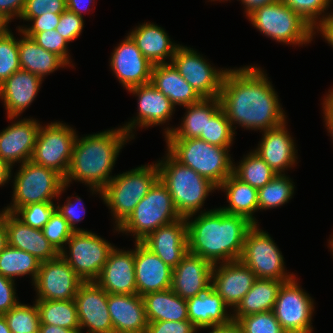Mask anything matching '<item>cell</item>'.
<instances>
[{"instance_id":"cell-1","label":"cell","mask_w":333,"mask_h":333,"mask_svg":"<svg viewBox=\"0 0 333 333\" xmlns=\"http://www.w3.org/2000/svg\"><path fill=\"white\" fill-rule=\"evenodd\" d=\"M277 97L268 78L254 66L227 69L219 96L231 125L263 131L285 122Z\"/></svg>"},{"instance_id":"cell-2","label":"cell","mask_w":333,"mask_h":333,"mask_svg":"<svg viewBox=\"0 0 333 333\" xmlns=\"http://www.w3.org/2000/svg\"><path fill=\"white\" fill-rule=\"evenodd\" d=\"M187 220L188 252L213 265L239 260L248 230L254 225L247 218L231 215L220 208Z\"/></svg>"},{"instance_id":"cell-3","label":"cell","mask_w":333,"mask_h":333,"mask_svg":"<svg viewBox=\"0 0 333 333\" xmlns=\"http://www.w3.org/2000/svg\"><path fill=\"white\" fill-rule=\"evenodd\" d=\"M131 138L123 129L108 130L75 140L73 153L64 183L78 180L94 191L101 190L113 178L109 176L124 142Z\"/></svg>"},{"instance_id":"cell-4","label":"cell","mask_w":333,"mask_h":333,"mask_svg":"<svg viewBox=\"0 0 333 333\" xmlns=\"http://www.w3.org/2000/svg\"><path fill=\"white\" fill-rule=\"evenodd\" d=\"M159 180L168 188L181 217L189 220L202 207L208 193L218 187L209 179L177 161L169 152L157 164Z\"/></svg>"},{"instance_id":"cell-5","label":"cell","mask_w":333,"mask_h":333,"mask_svg":"<svg viewBox=\"0 0 333 333\" xmlns=\"http://www.w3.org/2000/svg\"><path fill=\"white\" fill-rule=\"evenodd\" d=\"M168 152L181 164L219 187L232 173L228 148L212 145L200 138L166 139Z\"/></svg>"},{"instance_id":"cell-6","label":"cell","mask_w":333,"mask_h":333,"mask_svg":"<svg viewBox=\"0 0 333 333\" xmlns=\"http://www.w3.org/2000/svg\"><path fill=\"white\" fill-rule=\"evenodd\" d=\"M158 180L157 163L144 165L114 176L101 190V197L116 218L117 228L129 217Z\"/></svg>"},{"instance_id":"cell-7","label":"cell","mask_w":333,"mask_h":333,"mask_svg":"<svg viewBox=\"0 0 333 333\" xmlns=\"http://www.w3.org/2000/svg\"><path fill=\"white\" fill-rule=\"evenodd\" d=\"M182 218L174 206L168 188L158 180L136 205L129 217L115 230L132 232L136 242L155 229Z\"/></svg>"},{"instance_id":"cell-8","label":"cell","mask_w":333,"mask_h":333,"mask_svg":"<svg viewBox=\"0 0 333 333\" xmlns=\"http://www.w3.org/2000/svg\"><path fill=\"white\" fill-rule=\"evenodd\" d=\"M247 16L263 34L286 44L308 43L315 33L314 28L282 0L258 7Z\"/></svg>"},{"instance_id":"cell-9","label":"cell","mask_w":333,"mask_h":333,"mask_svg":"<svg viewBox=\"0 0 333 333\" xmlns=\"http://www.w3.org/2000/svg\"><path fill=\"white\" fill-rule=\"evenodd\" d=\"M14 179L13 205L5 211L14 213L32 203L52 202L67 186L64 177L54 169L26 161Z\"/></svg>"},{"instance_id":"cell-10","label":"cell","mask_w":333,"mask_h":333,"mask_svg":"<svg viewBox=\"0 0 333 333\" xmlns=\"http://www.w3.org/2000/svg\"><path fill=\"white\" fill-rule=\"evenodd\" d=\"M70 257L65 250L60 255L83 282L95 281L114 248L107 241L89 231H75L67 242Z\"/></svg>"},{"instance_id":"cell-11","label":"cell","mask_w":333,"mask_h":333,"mask_svg":"<svg viewBox=\"0 0 333 333\" xmlns=\"http://www.w3.org/2000/svg\"><path fill=\"white\" fill-rule=\"evenodd\" d=\"M257 278L291 280L293 275L284 272V261L272 238L254 224L247 232L239 259Z\"/></svg>"},{"instance_id":"cell-12","label":"cell","mask_w":333,"mask_h":333,"mask_svg":"<svg viewBox=\"0 0 333 333\" xmlns=\"http://www.w3.org/2000/svg\"><path fill=\"white\" fill-rule=\"evenodd\" d=\"M76 138L75 131L63 123H51L45 128L40 125L31 161L65 177Z\"/></svg>"},{"instance_id":"cell-13","label":"cell","mask_w":333,"mask_h":333,"mask_svg":"<svg viewBox=\"0 0 333 333\" xmlns=\"http://www.w3.org/2000/svg\"><path fill=\"white\" fill-rule=\"evenodd\" d=\"M296 282L293 278L282 284L273 312L286 333H312L313 301Z\"/></svg>"},{"instance_id":"cell-14","label":"cell","mask_w":333,"mask_h":333,"mask_svg":"<svg viewBox=\"0 0 333 333\" xmlns=\"http://www.w3.org/2000/svg\"><path fill=\"white\" fill-rule=\"evenodd\" d=\"M201 98L220 96L227 70H216L195 50L178 46L171 62Z\"/></svg>"},{"instance_id":"cell-15","label":"cell","mask_w":333,"mask_h":333,"mask_svg":"<svg viewBox=\"0 0 333 333\" xmlns=\"http://www.w3.org/2000/svg\"><path fill=\"white\" fill-rule=\"evenodd\" d=\"M82 279L61 255L42 262L35 281L37 300H74Z\"/></svg>"},{"instance_id":"cell-16","label":"cell","mask_w":333,"mask_h":333,"mask_svg":"<svg viewBox=\"0 0 333 333\" xmlns=\"http://www.w3.org/2000/svg\"><path fill=\"white\" fill-rule=\"evenodd\" d=\"M81 329L88 327V333H113L108 310V293L95 281L83 282L75 296Z\"/></svg>"},{"instance_id":"cell-17","label":"cell","mask_w":333,"mask_h":333,"mask_svg":"<svg viewBox=\"0 0 333 333\" xmlns=\"http://www.w3.org/2000/svg\"><path fill=\"white\" fill-rule=\"evenodd\" d=\"M111 69L127 90L151 83L153 65L128 35L111 56Z\"/></svg>"},{"instance_id":"cell-18","label":"cell","mask_w":333,"mask_h":333,"mask_svg":"<svg viewBox=\"0 0 333 333\" xmlns=\"http://www.w3.org/2000/svg\"><path fill=\"white\" fill-rule=\"evenodd\" d=\"M219 267V268H218ZM211 288L224 300V303L234 309L241 299L250 291L257 277L255 273L240 260L213 265Z\"/></svg>"},{"instance_id":"cell-19","label":"cell","mask_w":333,"mask_h":333,"mask_svg":"<svg viewBox=\"0 0 333 333\" xmlns=\"http://www.w3.org/2000/svg\"><path fill=\"white\" fill-rule=\"evenodd\" d=\"M140 242L174 269L188 253L187 220L182 217L161 226Z\"/></svg>"},{"instance_id":"cell-20","label":"cell","mask_w":333,"mask_h":333,"mask_svg":"<svg viewBox=\"0 0 333 333\" xmlns=\"http://www.w3.org/2000/svg\"><path fill=\"white\" fill-rule=\"evenodd\" d=\"M135 244L136 294L142 297L148 293L170 289L173 269L141 242L135 241Z\"/></svg>"},{"instance_id":"cell-21","label":"cell","mask_w":333,"mask_h":333,"mask_svg":"<svg viewBox=\"0 0 333 333\" xmlns=\"http://www.w3.org/2000/svg\"><path fill=\"white\" fill-rule=\"evenodd\" d=\"M213 264L188 252L173 269L171 289L182 299L206 292L211 287Z\"/></svg>"},{"instance_id":"cell-22","label":"cell","mask_w":333,"mask_h":333,"mask_svg":"<svg viewBox=\"0 0 333 333\" xmlns=\"http://www.w3.org/2000/svg\"><path fill=\"white\" fill-rule=\"evenodd\" d=\"M0 217L6 224L8 246L30 253L41 263L60 255L42 230L24 224L15 214L5 210L0 213Z\"/></svg>"},{"instance_id":"cell-23","label":"cell","mask_w":333,"mask_h":333,"mask_svg":"<svg viewBox=\"0 0 333 333\" xmlns=\"http://www.w3.org/2000/svg\"><path fill=\"white\" fill-rule=\"evenodd\" d=\"M95 282L108 294H136L134 250L113 248Z\"/></svg>"},{"instance_id":"cell-24","label":"cell","mask_w":333,"mask_h":333,"mask_svg":"<svg viewBox=\"0 0 333 333\" xmlns=\"http://www.w3.org/2000/svg\"><path fill=\"white\" fill-rule=\"evenodd\" d=\"M40 124L33 119H23L0 133V158L12 168L17 161H30Z\"/></svg>"},{"instance_id":"cell-25","label":"cell","mask_w":333,"mask_h":333,"mask_svg":"<svg viewBox=\"0 0 333 333\" xmlns=\"http://www.w3.org/2000/svg\"><path fill=\"white\" fill-rule=\"evenodd\" d=\"M113 333H146L148 320L143 298L138 294H108Z\"/></svg>"},{"instance_id":"cell-26","label":"cell","mask_w":333,"mask_h":333,"mask_svg":"<svg viewBox=\"0 0 333 333\" xmlns=\"http://www.w3.org/2000/svg\"><path fill=\"white\" fill-rule=\"evenodd\" d=\"M133 94L138 96V111L139 115L132 122L122 128L130 134L135 125L152 126L165 123L171 118L174 105L172 102L158 91L152 83L135 86L128 89Z\"/></svg>"},{"instance_id":"cell-27","label":"cell","mask_w":333,"mask_h":333,"mask_svg":"<svg viewBox=\"0 0 333 333\" xmlns=\"http://www.w3.org/2000/svg\"><path fill=\"white\" fill-rule=\"evenodd\" d=\"M41 82L39 76L21 69L0 85V98L4 100L9 119L20 115L31 104Z\"/></svg>"},{"instance_id":"cell-28","label":"cell","mask_w":333,"mask_h":333,"mask_svg":"<svg viewBox=\"0 0 333 333\" xmlns=\"http://www.w3.org/2000/svg\"><path fill=\"white\" fill-rule=\"evenodd\" d=\"M285 122L264 132L260 147L254 151L278 175L295 163V146Z\"/></svg>"},{"instance_id":"cell-29","label":"cell","mask_w":333,"mask_h":333,"mask_svg":"<svg viewBox=\"0 0 333 333\" xmlns=\"http://www.w3.org/2000/svg\"><path fill=\"white\" fill-rule=\"evenodd\" d=\"M151 83L174 106L185 107L202 99L171 62L153 65Z\"/></svg>"},{"instance_id":"cell-30","label":"cell","mask_w":333,"mask_h":333,"mask_svg":"<svg viewBox=\"0 0 333 333\" xmlns=\"http://www.w3.org/2000/svg\"><path fill=\"white\" fill-rule=\"evenodd\" d=\"M186 302L189 321L197 329L224 325L233 320L232 315L226 313L228 306L211 287L206 292L187 299Z\"/></svg>"},{"instance_id":"cell-31","label":"cell","mask_w":333,"mask_h":333,"mask_svg":"<svg viewBox=\"0 0 333 333\" xmlns=\"http://www.w3.org/2000/svg\"><path fill=\"white\" fill-rule=\"evenodd\" d=\"M142 54L151 62L152 65L165 64L166 57L170 61L174 57L179 45L173 44L167 33L155 24L144 23L129 33Z\"/></svg>"},{"instance_id":"cell-32","label":"cell","mask_w":333,"mask_h":333,"mask_svg":"<svg viewBox=\"0 0 333 333\" xmlns=\"http://www.w3.org/2000/svg\"><path fill=\"white\" fill-rule=\"evenodd\" d=\"M142 298L148 323L189 320L186 299H182L171 288L148 293Z\"/></svg>"},{"instance_id":"cell-33","label":"cell","mask_w":333,"mask_h":333,"mask_svg":"<svg viewBox=\"0 0 333 333\" xmlns=\"http://www.w3.org/2000/svg\"><path fill=\"white\" fill-rule=\"evenodd\" d=\"M188 108L180 128L165 131L166 139L200 138L205 134L207 120L221 107L219 97L202 98L199 102L185 106Z\"/></svg>"},{"instance_id":"cell-34","label":"cell","mask_w":333,"mask_h":333,"mask_svg":"<svg viewBox=\"0 0 333 333\" xmlns=\"http://www.w3.org/2000/svg\"><path fill=\"white\" fill-rule=\"evenodd\" d=\"M286 281L289 280L257 278L250 291L234 309L236 312L232 314L233 320L238 321L249 314L273 311L279 289Z\"/></svg>"},{"instance_id":"cell-35","label":"cell","mask_w":333,"mask_h":333,"mask_svg":"<svg viewBox=\"0 0 333 333\" xmlns=\"http://www.w3.org/2000/svg\"><path fill=\"white\" fill-rule=\"evenodd\" d=\"M18 30L24 35V38L18 41L19 62L22 70L43 79L45 75L67 65L59 56L43 49L21 29Z\"/></svg>"},{"instance_id":"cell-36","label":"cell","mask_w":333,"mask_h":333,"mask_svg":"<svg viewBox=\"0 0 333 333\" xmlns=\"http://www.w3.org/2000/svg\"><path fill=\"white\" fill-rule=\"evenodd\" d=\"M226 191L228 207L220 208L231 215H240L257 224L253 212L258 210V189L242 182L233 173L218 187Z\"/></svg>"},{"instance_id":"cell-37","label":"cell","mask_w":333,"mask_h":333,"mask_svg":"<svg viewBox=\"0 0 333 333\" xmlns=\"http://www.w3.org/2000/svg\"><path fill=\"white\" fill-rule=\"evenodd\" d=\"M41 324L80 331L75 300H36Z\"/></svg>"},{"instance_id":"cell-38","label":"cell","mask_w":333,"mask_h":333,"mask_svg":"<svg viewBox=\"0 0 333 333\" xmlns=\"http://www.w3.org/2000/svg\"><path fill=\"white\" fill-rule=\"evenodd\" d=\"M41 262L30 253L6 246L0 253V274L14 280L15 276L32 274L35 281Z\"/></svg>"},{"instance_id":"cell-39","label":"cell","mask_w":333,"mask_h":333,"mask_svg":"<svg viewBox=\"0 0 333 333\" xmlns=\"http://www.w3.org/2000/svg\"><path fill=\"white\" fill-rule=\"evenodd\" d=\"M233 174L256 189L264 187L277 176L274 170L255 152H250L237 168L233 166Z\"/></svg>"},{"instance_id":"cell-40","label":"cell","mask_w":333,"mask_h":333,"mask_svg":"<svg viewBox=\"0 0 333 333\" xmlns=\"http://www.w3.org/2000/svg\"><path fill=\"white\" fill-rule=\"evenodd\" d=\"M293 183L286 175L278 174L264 187L258 189V210L278 207L290 200Z\"/></svg>"},{"instance_id":"cell-41","label":"cell","mask_w":333,"mask_h":333,"mask_svg":"<svg viewBox=\"0 0 333 333\" xmlns=\"http://www.w3.org/2000/svg\"><path fill=\"white\" fill-rule=\"evenodd\" d=\"M3 316L12 333H39L41 321L36 302L34 306L18 302Z\"/></svg>"},{"instance_id":"cell-42","label":"cell","mask_w":333,"mask_h":333,"mask_svg":"<svg viewBox=\"0 0 333 333\" xmlns=\"http://www.w3.org/2000/svg\"><path fill=\"white\" fill-rule=\"evenodd\" d=\"M234 131L231 123L228 121L226 113L220 107L210 118L207 120L205 134H201L200 139L209 144L230 147L234 137Z\"/></svg>"},{"instance_id":"cell-43","label":"cell","mask_w":333,"mask_h":333,"mask_svg":"<svg viewBox=\"0 0 333 333\" xmlns=\"http://www.w3.org/2000/svg\"><path fill=\"white\" fill-rule=\"evenodd\" d=\"M21 70L19 62L18 41L6 29L0 34V85L13 73Z\"/></svg>"},{"instance_id":"cell-44","label":"cell","mask_w":333,"mask_h":333,"mask_svg":"<svg viewBox=\"0 0 333 333\" xmlns=\"http://www.w3.org/2000/svg\"><path fill=\"white\" fill-rule=\"evenodd\" d=\"M244 333H286L273 311L249 314L237 321Z\"/></svg>"},{"instance_id":"cell-45","label":"cell","mask_w":333,"mask_h":333,"mask_svg":"<svg viewBox=\"0 0 333 333\" xmlns=\"http://www.w3.org/2000/svg\"><path fill=\"white\" fill-rule=\"evenodd\" d=\"M55 210L56 206L53 202H40L18 208L13 214L17 215L24 224L42 230ZM19 214L22 218L19 217Z\"/></svg>"},{"instance_id":"cell-46","label":"cell","mask_w":333,"mask_h":333,"mask_svg":"<svg viewBox=\"0 0 333 333\" xmlns=\"http://www.w3.org/2000/svg\"><path fill=\"white\" fill-rule=\"evenodd\" d=\"M44 236L61 253L64 250L63 244L67 243L74 233L64 217L56 210L50 216L49 221L42 228Z\"/></svg>"},{"instance_id":"cell-47","label":"cell","mask_w":333,"mask_h":333,"mask_svg":"<svg viewBox=\"0 0 333 333\" xmlns=\"http://www.w3.org/2000/svg\"><path fill=\"white\" fill-rule=\"evenodd\" d=\"M293 11L299 14L313 28L318 25L317 18L328 8L332 0H282ZM318 15V16H317Z\"/></svg>"},{"instance_id":"cell-48","label":"cell","mask_w":333,"mask_h":333,"mask_svg":"<svg viewBox=\"0 0 333 333\" xmlns=\"http://www.w3.org/2000/svg\"><path fill=\"white\" fill-rule=\"evenodd\" d=\"M31 38L43 49L59 56L67 65L70 63L67 54L69 42L56 29L35 33Z\"/></svg>"},{"instance_id":"cell-49","label":"cell","mask_w":333,"mask_h":333,"mask_svg":"<svg viewBox=\"0 0 333 333\" xmlns=\"http://www.w3.org/2000/svg\"><path fill=\"white\" fill-rule=\"evenodd\" d=\"M67 9L65 0H26L20 19L31 20L43 14H61Z\"/></svg>"},{"instance_id":"cell-50","label":"cell","mask_w":333,"mask_h":333,"mask_svg":"<svg viewBox=\"0 0 333 333\" xmlns=\"http://www.w3.org/2000/svg\"><path fill=\"white\" fill-rule=\"evenodd\" d=\"M83 17L66 9L61 13L59 24L56 31L68 42L80 36L83 29Z\"/></svg>"},{"instance_id":"cell-51","label":"cell","mask_w":333,"mask_h":333,"mask_svg":"<svg viewBox=\"0 0 333 333\" xmlns=\"http://www.w3.org/2000/svg\"><path fill=\"white\" fill-rule=\"evenodd\" d=\"M197 328L189 321H159L148 323L146 333H195Z\"/></svg>"},{"instance_id":"cell-52","label":"cell","mask_w":333,"mask_h":333,"mask_svg":"<svg viewBox=\"0 0 333 333\" xmlns=\"http://www.w3.org/2000/svg\"><path fill=\"white\" fill-rule=\"evenodd\" d=\"M61 14L47 13L38 17H33L30 21H33V25L29 28H21L23 33L28 37H32L35 33L50 31L56 29L59 24Z\"/></svg>"},{"instance_id":"cell-53","label":"cell","mask_w":333,"mask_h":333,"mask_svg":"<svg viewBox=\"0 0 333 333\" xmlns=\"http://www.w3.org/2000/svg\"><path fill=\"white\" fill-rule=\"evenodd\" d=\"M14 285V280L0 274V315L7 313L18 303Z\"/></svg>"},{"instance_id":"cell-54","label":"cell","mask_w":333,"mask_h":333,"mask_svg":"<svg viewBox=\"0 0 333 333\" xmlns=\"http://www.w3.org/2000/svg\"><path fill=\"white\" fill-rule=\"evenodd\" d=\"M67 203L64 204V206H57L56 207V211L59 212L64 219L68 222L69 226L72 228V230L75 231H85L82 229H78L75 224L76 222H79L82 220V217L80 216L81 214H79L80 211H83L85 214V209L82 210L81 208L83 206H81L80 204L76 205L77 202L76 201H81L80 198L76 197V201L75 204H72L70 200H66ZM80 211H78V210Z\"/></svg>"},{"instance_id":"cell-55","label":"cell","mask_w":333,"mask_h":333,"mask_svg":"<svg viewBox=\"0 0 333 333\" xmlns=\"http://www.w3.org/2000/svg\"><path fill=\"white\" fill-rule=\"evenodd\" d=\"M25 2L26 0H0V18L7 24L12 17L20 18Z\"/></svg>"},{"instance_id":"cell-56","label":"cell","mask_w":333,"mask_h":333,"mask_svg":"<svg viewBox=\"0 0 333 333\" xmlns=\"http://www.w3.org/2000/svg\"><path fill=\"white\" fill-rule=\"evenodd\" d=\"M318 25H316L317 30L321 31V34L328 41L330 45L333 47V13L329 16L325 15ZM320 27V28H319Z\"/></svg>"},{"instance_id":"cell-57","label":"cell","mask_w":333,"mask_h":333,"mask_svg":"<svg viewBox=\"0 0 333 333\" xmlns=\"http://www.w3.org/2000/svg\"><path fill=\"white\" fill-rule=\"evenodd\" d=\"M324 101V117L331 136L333 137V89Z\"/></svg>"},{"instance_id":"cell-58","label":"cell","mask_w":333,"mask_h":333,"mask_svg":"<svg viewBox=\"0 0 333 333\" xmlns=\"http://www.w3.org/2000/svg\"><path fill=\"white\" fill-rule=\"evenodd\" d=\"M209 328L213 330L210 333H244L241 325L235 320L224 325L209 326Z\"/></svg>"},{"instance_id":"cell-59","label":"cell","mask_w":333,"mask_h":333,"mask_svg":"<svg viewBox=\"0 0 333 333\" xmlns=\"http://www.w3.org/2000/svg\"><path fill=\"white\" fill-rule=\"evenodd\" d=\"M65 2L68 10L76 13L80 17H83L81 12L87 10V4L89 5L92 0H65Z\"/></svg>"},{"instance_id":"cell-60","label":"cell","mask_w":333,"mask_h":333,"mask_svg":"<svg viewBox=\"0 0 333 333\" xmlns=\"http://www.w3.org/2000/svg\"><path fill=\"white\" fill-rule=\"evenodd\" d=\"M39 333H80V331H74L49 324H40Z\"/></svg>"},{"instance_id":"cell-61","label":"cell","mask_w":333,"mask_h":333,"mask_svg":"<svg viewBox=\"0 0 333 333\" xmlns=\"http://www.w3.org/2000/svg\"><path fill=\"white\" fill-rule=\"evenodd\" d=\"M243 4L246 5V14L248 15L254 9L261 7L266 4L274 3L278 0H241Z\"/></svg>"},{"instance_id":"cell-62","label":"cell","mask_w":333,"mask_h":333,"mask_svg":"<svg viewBox=\"0 0 333 333\" xmlns=\"http://www.w3.org/2000/svg\"><path fill=\"white\" fill-rule=\"evenodd\" d=\"M11 169L1 158H0V185L2 186L7 180L11 178Z\"/></svg>"},{"instance_id":"cell-63","label":"cell","mask_w":333,"mask_h":333,"mask_svg":"<svg viewBox=\"0 0 333 333\" xmlns=\"http://www.w3.org/2000/svg\"><path fill=\"white\" fill-rule=\"evenodd\" d=\"M8 245L5 221L0 217V253Z\"/></svg>"},{"instance_id":"cell-64","label":"cell","mask_w":333,"mask_h":333,"mask_svg":"<svg viewBox=\"0 0 333 333\" xmlns=\"http://www.w3.org/2000/svg\"><path fill=\"white\" fill-rule=\"evenodd\" d=\"M0 333H12L3 315H0Z\"/></svg>"},{"instance_id":"cell-65","label":"cell","mask_w":333,"mask_h":333,"mask_svg":"<svg viewBox=\"0 0 333 333\" xmlns=\"http://www.w3.org/2000/svg\"><path fill=\"white\" fill-rule=\"evenodd\" d=\"M7 23L0 18V34H2L7 28Z\"/></svg>"},{"instance_id":"cell-66","label":"cell","mask_w":333,"mask_h":333,"mask_svg":"<svg viewBox=\"0 0 333 333\" xmlns=\"http://www.w3.org/2000/svg\"><path fill=\"white\" fill-rule=\"evenodd\" d=\"M330 245H331V250H332V252H333V238H332L331 241H330Z\"/></svg>"}]
</instances>
